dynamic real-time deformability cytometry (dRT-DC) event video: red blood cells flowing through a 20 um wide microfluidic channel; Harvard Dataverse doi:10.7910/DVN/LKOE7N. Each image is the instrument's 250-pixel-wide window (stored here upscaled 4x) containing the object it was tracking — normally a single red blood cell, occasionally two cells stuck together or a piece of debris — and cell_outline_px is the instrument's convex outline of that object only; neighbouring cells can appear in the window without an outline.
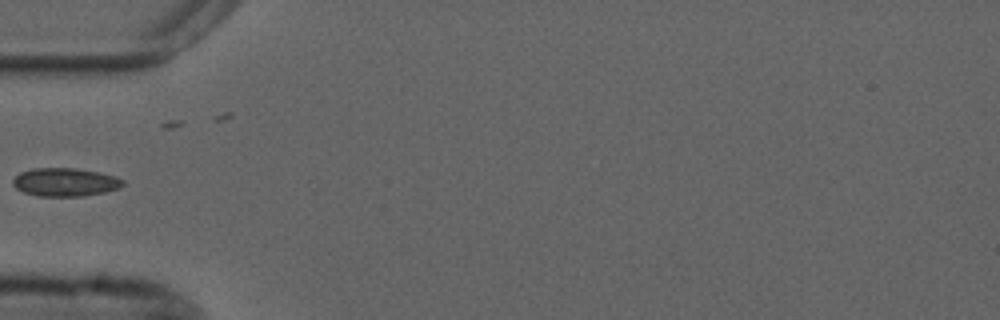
{"species": "common noctule bat (a hibernating species)", "species_latin": "Nyctalus noctula", "temperature_condition": "cold", "stored_images_in_passage": 5, "camera_frame_rate_fps": 3000, "um_per_image_px": 0.085, "animal": {"sex": "male", "forearm_length_mm": 52.5}, "frame": {"image": 1, "passage_image": 1, "time_ms": 0.0, "image_size_px": [1000, 320], "cell_outline_px": [[124, 184], [120, 188], [104, 192], [80, 196], [36, 196], [24, 192], [16, 188], [12, 184], [12, 180], [20, 172], [32, 168], [76, 168], [100, 172], [116, 176], [124, 180]], "centroid_in_image_um": [5.54, 15.47], "position_along_channel_um": 79.5, "area_um2": 18.26}}
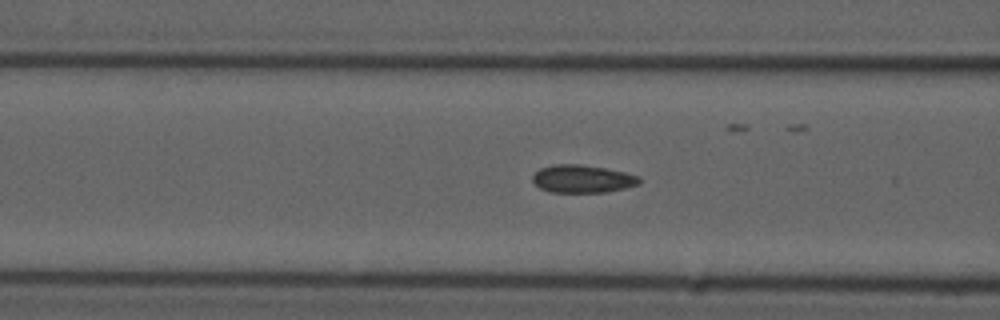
{"frame": {"image": 2, "passage_image": 4, "time_ms": 1.0, "image_size_px": [1000, 320], "cell_outline_px": [[640, 184], [624, 188], [604, 192], [548, 192], [540, 188], [532, 180], [532, 176], [540, 168], [556, 164], [580, 164], [604, 168], [624, 172], [640, 176]], "centroid_in_image_um": [49.5, 15.2], "position_along_channel_um": 117.1, "area_um2": 17.22}}